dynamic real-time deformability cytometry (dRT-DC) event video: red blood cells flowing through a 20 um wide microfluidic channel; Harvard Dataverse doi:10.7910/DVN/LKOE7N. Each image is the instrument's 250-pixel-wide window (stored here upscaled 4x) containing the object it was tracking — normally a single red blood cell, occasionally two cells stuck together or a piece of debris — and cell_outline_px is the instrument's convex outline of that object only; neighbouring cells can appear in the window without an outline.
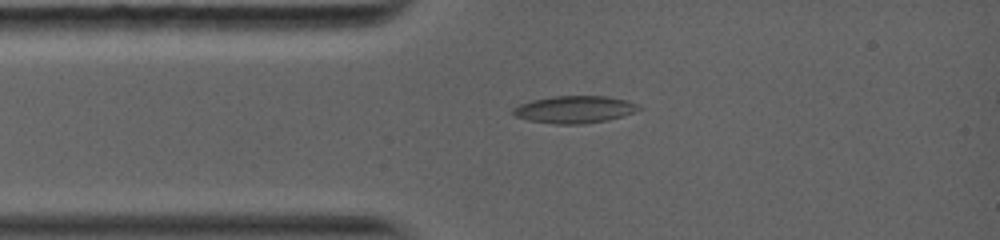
{"species": "common noctule bat (a hibernating species)", "species_latin": "Nyctalus noctula", "temperature_condition": "warm", "stored_images_in_passage": 12, "camera_frame_rate_fps": 5000, "um_per_image_px": 0.085, "animal": {"sex": "female", "body_mass_g": 19.0, "forearm_length_mm": 56.7}, "frame": {"image": 1, "passage_image": 4, "time_ms": 2.2, "image_size_px": [1000, 240], "cell_outline_px": [[644, 108], [624, 116], [608, 120], [584, 124], [556, 124], [528, 120], [516, 116], [512, 112], [512, 108], [520, 104], [532, 100], [552, 96], [608, 96], [624, 100], [636, 104]], "centroid_in_image_um": [48.84, 9.31], "position_along_channel_um": 36.2, "area_um2": 20.0}}
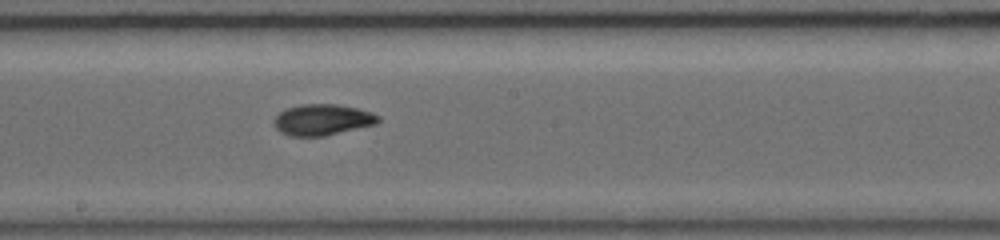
{"frame": {"image": 2, "passage_image": 9, "time_ms": 6.8, "image_size_px": [1000, 240], "cell_outline_px": [[380, 120], [376, 124], [324, 136], [288, 136], [280, 132], [272, 124], [272, 120], [280, 112], [288, 108], [300, 104], [336, 104], [356, 108], [372, 112], [380, 116]], "centroid_in_image_um": [27.38, 10.18], "position_along_channel_um": 220.8, "area_um2": 18.96}}
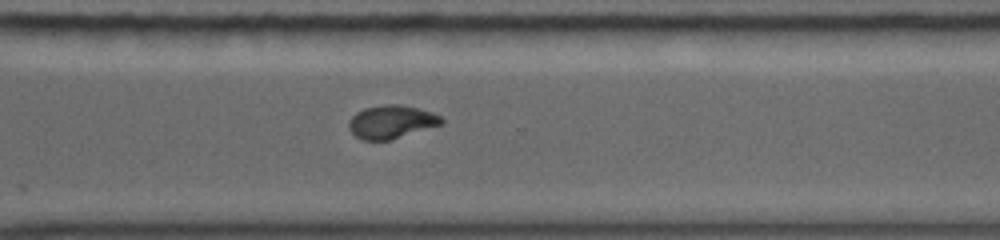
{"frame": {"image": 3, "passage_image": 12, "time_ms": 9.6, "image_size_px": [1000, 240], "cell_outline_px": [[444, 120], [440, 124], [388, 140], [360, 140], [348, 128], [348, 120], [356, 112], [364, 108], [384, 104], [400, 104], [432, 112], [440, 116]], "centroid_in_image_um": [33.2, 10.34], "position_along_channel_um": 337.4, "area_um2": 17.69}}